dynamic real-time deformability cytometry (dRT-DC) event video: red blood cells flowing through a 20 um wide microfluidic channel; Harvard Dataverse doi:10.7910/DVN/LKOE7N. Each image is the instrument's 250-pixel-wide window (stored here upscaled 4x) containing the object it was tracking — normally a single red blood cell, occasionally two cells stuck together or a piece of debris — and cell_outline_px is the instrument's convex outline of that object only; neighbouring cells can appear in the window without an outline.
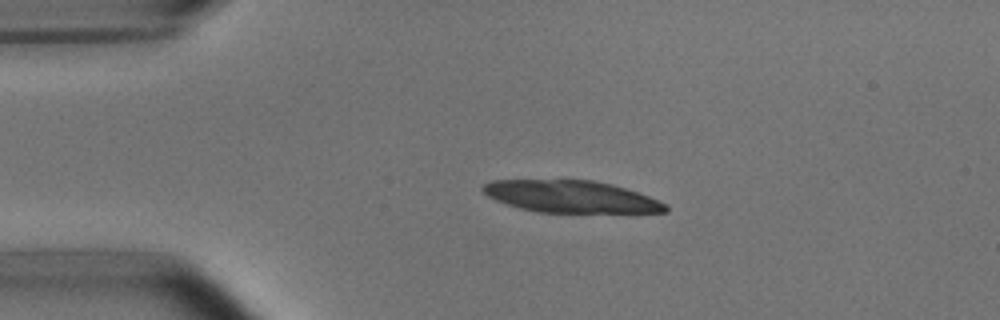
{"species": "common noctule bat (a hibernating species)", "species_latin": "Nyctalus noctula", "temperature_condition": "room temperature", "stored_images_in_passage": 3, "camera_frame_rate_fps": 3000, "um_per_image_px": 0.085, "animal": {"sex": "male", "body_mass_g": 15.6}, "frame": {"image": 1, "passage_image": 2, "time_ms": 1.333, "image_size_px": [1000, 320], "cell_outline_px": [[668, 212], [536, 212], [520, 208], [496, 200], [488, 196], [480, 188], [484, 184], [492, 180], [592, 180], [612, 184], [648, 196], [668, 204]], "centroid_in_image_um": [48.52, 16.71], "position_along_channel_um": 36.5, "area_um2": 33.81}}